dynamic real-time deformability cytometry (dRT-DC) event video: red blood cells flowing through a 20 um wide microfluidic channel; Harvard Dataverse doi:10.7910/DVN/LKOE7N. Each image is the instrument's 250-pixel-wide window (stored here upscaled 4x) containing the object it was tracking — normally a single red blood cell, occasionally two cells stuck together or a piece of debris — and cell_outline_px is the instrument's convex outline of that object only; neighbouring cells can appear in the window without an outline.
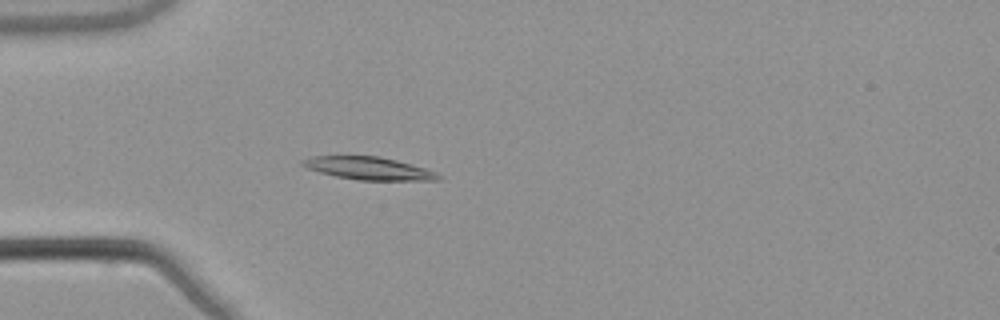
{"species": "common noctule bat (a hibernating species)", "species_latin": "Nyctalus noctula", "temperature_condition": "warm", "stored_images_in_passage": 39, "camera_frame_rate_fps": 3000, "um_per_image_px": 0.085, "animal": {"sex": "male", "body_mass_g": 21.5, "forearm_length_mm": 52.0}, "frame": {"image": 1, "passage_image": 1, "time_ms": 0.0, "image_size_px": [1000, 320], "cell_outline_px": [[440, 180], [356, 180], [336, 176], [320, 172], [308, 168], [300, 164], [300, 160], [312, 156], [380, 156], [396, 160], [424, 168], [436, 172], [440, 176]], "centroid_in_image_um": [31.31, 14.3], "position_along_channel_um": 53.7, "area_um2": 17.86}}
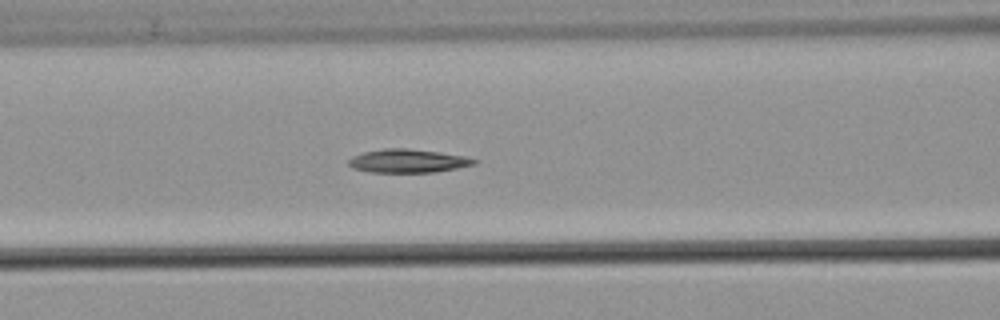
{"frame": {"image": 2, "passage_image": 8, "time_ms": 2.333, "image_size_px": [1000, 320], "cell_outline_px": [[476, 164], [456, 168], [432, 172], [368, 172], [352, 168], [348, 164], [348, 160], [352, 156], [364, 152], [384, 148], [404, 148], [440, 152], [464, 156], [476, 160]], "centroid_in_image_um": [34.62, 13.68], "position_along_channel_um": 132.0, "area_um2": 17.05}}
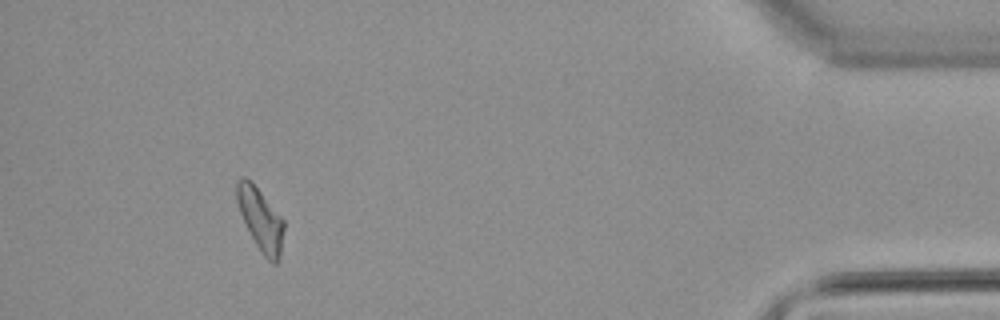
{"frame": {"image": 3, "passage_image": 35, "time_ms": 11.333, "image_size_px": [1000, 320], "cell_outline_px": [[284, 228], [280, 256], [276, 264], [272, 264], [264, 256], [256, 244], [240, 212], [236, 200], [236, 180], [240, 176], [244, 176], [260, 192], [284, 220]], "centroid_in_image_um": [22.14, 18.66], "position_along_channel_um": 413.1, "area_um2": 16.7}, "authors_computed_cell_mechanics": {"area_um2": 16.9932, "velocity_mm_per_s": 3.8041, "shape_relaxation_time_tau1_ms": 4.2189, "shape_relaxation_time_tau2_ms": 11.2713, "deformation_change_tau1": 0.1496, "deformation_change_tau2": 0.2024}}